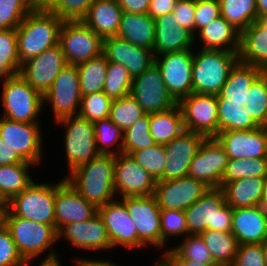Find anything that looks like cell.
<instances>
[{
    "label": "cell",
    "mask_w": 267,
    "mask_h": 266,
    "mask_svg": "<svg viewBox=\"0 0 267 266\" xmlns=\"http://www.w3.org/2000/svg\"><path fill=\"white\" fill-rule=\"evenodd\" d=\"M198 50L193 51V93L224 97L238 111L257 101V88L242 72L238 52Z\"/></svg>",
    "instance_id": "6da1fadb"
},
{
    "label": "cell",
    "mask_w": 267,
    "mask_h": 266,
    "mask_svg": "<svg viewBox=\"0 0 267 266\" xmlns=\"http://www.w3.org/2000/svg\"><path fill=\"white\" fill-rule=\"evenodd\" d=\"M215 138L229 159L267 158V109L256 101L239 110Z\"/></svg>",
    "instance_id": "7a4b0ae2"
},
{
    "label": "cell",
    "mask_w": 267,
    "mask_h": 266,
    "mask_svg": "<svg viewBox=\"0 0 267 266\" xmlns=\"http://www.w3.org/2000/svg\"><path fill=\"white\" fill-rule=\"evenodd\" d=\"M186 131L197 132L206 138L215 137L238 110L224 97L191 93L177 104Z\"/></svg>",
    "instance_id": "3957f363"
},
{
    "label": "cell",
    "mask_w": 267,
    "mask_h": 266,
    "mask_svg": "<svg viewBox=\"0 0 267 266\" xmlns=\"http://www.w3.org/2000/svg\"><path fill=\"white\" fill-rule=\"evenodd\" d=\"M114 166L115 155L99 154L63 177L85 200L98 208L117 199Z\"/></svg>",
    "instance_id": "277c9868"
},
{
    "label": "cell",
    "mask_w": 267,
    "mask_h": 266,
    "mask_svg": "<svg viewBox=\"0 0 267 266\" xmlns=\"http://www.w3.org/2000/svg\"><path fill=\"white\" fill-rule=\"evenodd\" d=\"M3 223L24 260L36 261L43 254L42 259L60 256L57 253L58 232L52 225L14 216L7 209Z\"/></svg>",
    "instance_id": "5b68a950"
},
{
    "label": "cell",
    "mask_w": 267,
    "mask_h": 266,
    "mask_svg": "<svg viewBox=\"0 0 267 266\" xmlns=\"http://www.w3.org/2000/svg\"><path fill=\"white\" fill-rule=\"evenodd\" d=\"M62 23L63 20L56 14L36 6L16 28L20 63L58 45Z\"/></svg>",
    "instance_id": "8992f818"
},
{
    "label": "cell",
    "mask_w": 267,
    "mask_h": 266,
    "mask_svg": "<svg viewBox=\"0 0 267 266\" xmlns=\"http://www.w3.org/2000/svg\"><path fill=\"white\" fill-rule=\"evenodd\" d=\"M0 85L1 117L17 122L41 123L43 96L20 74L1 79Z\"/></svg>",
    "instance_id": "52a82bcc"
},
{
    "label": "cell",
    "mask_w": 267,
    "mask_h": 266,
    "mask_svg": "<svg viewBox=\"0 0 267 266\" xmlns=\"http://www.w3.org/2000/svg\"><path fill=\"white\" fill-rule=\"evenodd\" d=\"M184 213L188 235H200L205 230L231 232L232 208L221 188H210Z\"/></svg>",
    "instance_id": "ba28073f"
},
{
    "label": "cell",
    "mask_w": 267,
    "mask_h": 266,
    "mask_svg": "<svg viewBox=\"0 0 267 266\" xmlns=\"http://www.w3.org/2000/svg\"><path fill=\"white\" fill-rule=\"evenodd\" d=\"M238 60L256 88L267 79V18L257 19L240 33Z\"/></svg>",
    "instance_id": "9c48e42d"
},
{
    "label": "cell",
    "mask_w": 267,
    "mask_h": 266,
    "mask_svg": "<svg viewBox=\"0 0 267 266\" xmlns=\"http://www.w3.org/2000/svg\"><path fill=\"white\" fill-rule=\"evenodd\" d=\"M55 125L64 127V163L68 166L66 175L100 154L96 149L94 122L76 115L58 120Z\"/></svg>",
    "instance_id": "30bf717a"
},
{
    "label": "cell",
    "mask_w": 267,
    "mask_h": 266,
    "mask_svg": "<svg viewBox=\"0 0 267 266\" xmlns=\"http://www.w3.org/2000/svg\"><path fill=\"white\" fill-rule=\"evenodd\" d=\"M7 210L14 216L55 228V182L34 181L9 201Z\"/></svg>",
    "instance_id": "8fae6325"
},
{
    "label": "cell",
    "mask_w": 267,
    "mask_h": 266,
    "mask_svg": "<svg viewBox=\"0 0 267 266\" xmlns=\"http://www.w3.org/2000/svg\"><path fill=\"white\" fill-rule=\"evenodd\" d=\"M81 97L78 67L67 64L43 95V110L46 111L45 106L48 105L56 123L58 120L78 114Z\"/></svg>",
    "instance_id": "7c38bea8"
},
{
    "label": "cell",
    "mask_w": 267,
    "mask_h": 266,
    "mask_svg": "<svg viewBox=\"0 0 267 266\" xmlns=\"http://www.w3.org/2000/svg\"><path fill=\"white\" fill-rule=\"evenodd\" d=\"M58 44L71 65L98 57L103 49V39L82 21H63Z\"/></svg>",
    "instance_id": "4fadbf2b"
},
{
    "label": "cell",
    "mask_w": 267,
    "mask_h": 266,
    "mask_svg": "<svg viewBox=\"0 0 267 266\" xmlns=\"http://www.w3.org/2000/svg\"><path fill=\"white\" fill-rule=\"evenodd\" d=\"M41 124L17 122L0 116V138L25 161L39 167L43 165L45 157L43 156L45 138L42 130L44 128Z\"/></svg>",
    "instance_id": "5bb4252c"
},
{
    "label": "cell",
    "mask_w": 267,
    "mask_h": 266,
    "mask_svg": "<svg viewBox=\"0 0 267 266\" xmlns=\"http://www.w3.org/2000/svg\"><path fill=\"white\" fill-rule=\"evenodd\" d=\"M126 205L129 215L138 232V250L146 247L161 251V209L154 195L126 196L120 198Z\"/></svg>",
    "instance_id": "9a60e30c"
},
{
    "label": "cell",
    "mask_w": 267,
    "mask_h": 266,
    "mask_svg": "<svg viewBox=\"0 0 267 266\" xmlns=\"http://www.w3.org/2000/svg\"><path fill=\"white\" fill-rule=\"evenodd\" d=\"M130 95L147 114L165 112L178 104L167 90L155 63L133 78Z\"/></svg>",
    "instance_id": "2e32d148"
},
{
    "label": "cell",
    "mask_w": 267,
    "mask_h": 266,
    "mask_svg": "<svg viewBox=\"0 0 267 266\" xmlns=\"http://www.w3.org/2000/svg\"><path fill=\"white\" fill-rule=\"evenodd\" d=\"M193 51L160 54L154 58L167 90L177 102L193 93Z\"/></svg>",
    "instance_id": "e0dca14e"
},
{
    "label": "cell",
    "mask_w": 267,
    "mask_h": 266,
    "mask_svg": "<svg viewBox=\"0 0 267 266\" xmlns=\"http://www.w3.org/2000/svg\"><path fill=\"white\" fill-rule=\"evenodd\" d=\"M205 183L190 176L158 180L154 197L161 210L184 211L198 201L207 191Z\"/></svg>",
    "instance_id": "ac0fdd59"
},
{
    "label": "cell",
    "mask_w": 267,
    "mask_h": 266,
    "mask_svg": "<svg viewBox=\"0 0 267 266\" xmlns=\"http://www.w3.org/2000/svg\"><path fill=\"white\" fill-rule=\"evenodd\" d=\"M156 182L131 155H115L114 188L117 198L153 195Z\"/></svg>",
    "instance_id": "d6986e66"
},
{
    "label": "cell",
    "mask_w": 267,
    "mask_h": 266,
    "mask_svg": "<svg viewBox=\"0 0 267 266\" xmlns=\"http://www.w3.org/2000/svg\"><path fill=\"white\" fill-rule=\"evenodd\" d=\"M228 160L225 149L215 137L205 138L190 163L188 176L210 188H221V178Z\"/></svg>",
    "instance_id": "ffe728a7"
},
{
    "label": "cell",
    "mask_w": 267,
    "mask_h": 266,
    "mask_svg": "<svg viewBox=\"0 0 267 266\" xmlns=\"http://www.w3.org/2000/svg\"><path fill=\"white\" fill-rule=\"evenodd\" d=\"M102 218L112 249H138V232L135 223L129 215L126 205L119 199L97 208Z\"/></svg>",
    "instance_id": "44dd1931"
},
{
    "label": "cell",
    "mask_w": 267,
    "mask_h": 266,
    "mask_svg": "<svg viewBox=\"0 0 267 266\" xmlns=\"http://www.w3.org/2000/svg\"><path fill=\"white\" fill-rule=\"evenodd\" d=\"M60 239H63V242L64 240L69 241L70 244L68 245L77 248V250L95 252V255L99 251L107 250L109 252V250H113L106 227L98 213L88 220L63 226L58 231L59 244Z\"/></svg>",
    "instance_id": "7402d4cb"
},
{
    "label": "cell",
    "mask_w": 267,
    "mask_h": 266,
    "mask_svg": "<svg viewBox=\"0 0 267 266\" xmlns=\"http://www.w3.org/2000/svg\"><path fill=\"white\" fill-rule=\"evenodd\" d=\"M66 65L64 53L58 44L22 63L19 74L43 96Z\"/></svg>",
    "instance_id": "603a6c76"
},
{
    "label": "cell",
    "mask_w": 267,
    "mask_h": 266,
    "mask_svg": "<svg viewBox=\"0 0 267 266\" xmlns=\"http://www.w3.org/2000/svg\"><path fill=\"white\" fill-rule=\"evenodd\" d=\"M97 208L85 200L62 177L55 182V229L57 232L65 225L90 219Z\"/></svg>",
    "instance_id": "cb8c5ba5"
},
{
    "label": "cell",
    "mask_w": 267,
    "mask_h": 266,
    "mask_svg": "<svg viewBox=\"0 0 267 266\" xmlns=\"http://www.w3.org/2000/svg\"><path fill=\"white\" fill-rule=\"evenodd\" d=\"M206 137L197 132L184 131L164 145L166 164L164 180L188 176L189 166Z\"/></svg>",
    "instance_id": "d4e9b609"
},
{
    "label": "cell",
    "mask_w": 267,
    "mask_h": 266,
    "mask_svg": "<svg viewBox=\"0 0 267 266\" xmlns=\"http://www.w3.org/2000/svg\"><path fill=\"white\" fill-rule=\"evenodd\" d=\"M102 54L108 62L124 65L132 79L153 65L155 58L152 50L135 46L116 36L103 39Z\"/></svg>",
    "instance_id": "484cf974"
},
{
    "label": "cell",
    "mask_w": 267,
    "mask_h": 266,
    "mask_svg": "<svg viewBox=\"0 0 267 266\" xmlns=\"http://www.w3.org/2000/svg\"><path fill=\"white\" fill-rule=\"evenodd\" d=\"M231 233L239 245L262 244L267 239V209L261 205L232 209Z\"/></svg>",
    "instance_id": "4316f807"
},
{
    "label": "cell",
    "mask_w": 267,
    "mask_h": 266,
    "mask_svg": "<svg viewBox=\"0 0 267 266\" xmlns=\"http://www.w3.org/2000/svg\"><path fill=\"white\" fill-rule=\"evenodd\" d=\"M155 20L154 57L160 54L181 52L195 49V36L181 27L174 19V15L164 14Z\"/></svg>",
    "instance_id": "83f0119b"
},
{
    "label": "cell",
    "mask_w": 267,
    "mask_h": 266,
    "mask_svg": "<svg viewBox=\"0 0 267 266\" xmlns=\"http://www.w3.org/2000/svg\"><path fill=\"white\" fill-rule=\"evenodd\" d=\"M197 45L201 49L239 52L240 32L224 17L219 16L195 35V46Z\"/></svg>",
    "instance_id": "f1b7e54d"
},
{
    "label": "cell",
    "mask_w": 267,
    "mask_h": 266,
    "mask_svg": "<svg viewBox=\"0 0 267 266\" xmlns=\"http://www.w3.org/2000/svg\"><path fill=\"white\" fill-rule=\"evenodd\" d=\"M122 13L117 0H94L81 21L105 39L117 35Z\"/></svg>",
    "instance_id": "f546056e"
},
{
    "label": "cell",
    "mask_w": 267,
    "mask_h": 266,
    "mask_svg": "<svg viewBox=\"0 0 267 266\" xmlns=\"http://www.w3.org/2000/svg\"><path fill=\"white\" fill-rule=\"evenodd\" d=\"M155 20L147 13L123 12L116 37L153 51Z\"/></svg>",
    "instance_id": "4dcf8cb0"
},
{
    "label": "cell",
    "mask_w": 267,
    "mask_h": 266,
    "mask_svg": "<svg viewBox=\"0 0 267 266\" xmlns=\"http://www.w3.org/2000/svg\"><path fill=\"white\" fill-rule=\"evenodd\" d=\"M264 178H242L226 183L221 189L226 203L232 208L261 205Z\"/></svg>",
    "instance_id": "1f68e13d"
},
{
    "label": "cell",
    "mask_w": 267,
    "mask_h": 266,
    "mask_svg": "<svg viewBox=\"0 0 267 266\" xmlns=\"http://www.w3.org/2000/svg\"><path fill=\"white\" fill-rule=\"evenodd\" d=\"M150 134L156 144L165 145L185 131L179 106L165 112L149 114Z\"/></svg>",
    "instance_id": "d6a6232c"
},
{
    "label": "cell",
    "mask_w": 267,
    "mask_h": 266,
    "mask_svg": "<svg viewBox=\"0 0 267 266\" xmlns=\"http://www.w3.org/2000/svg\"><path fill=\"white\" fill-rule=\"evenodd\" d=\"M32 168L37 166L28 161L0 166V191L8 201L37 181L33 179Z\"/></svg>",
    "instance_id": "836d02e7"
},
{
    "label": "cell",
    "mask_w": 267,
    "mask_h": 266,
    "mask_svg": "<svg viewBox=\"0 0 267 266\" xmlns=\"http://www.w3.org/2000/svg\"><path fill=\"white\" fill-rule=\"evenodd\" d=\"M208 247L213 261L218 266H231L234 262L238 242L231 232L205 230L200 234Z\"/></svg>",
    "instance_id": "e575fe53"
},
{
    "label": "cell",
    "mask_w": 267,
    "mask_h": 266,
    "mask_svg": "<svg viewBox=\"0 0 267 266\" xmlns=\"http://www.w3.org/2000/svg\"><path fill=\"white\" fill-rule=\"evenodd\" d=\"M107 66L103 54L77 65L82 96L103 91Z\"/></svg>",
    "instance_id": "d590c367"
},
{
    "label": "cell",
    "mask_w": 267,
    "mask_h": 266,
    "mask_svg": "<svg viewBox=\"0 0 267 266\" xmlns=\"http://www.w3.org/2000/svg\"><path fill=\"white\" fill-rule=\"evenodd\" d=\"M221 16L240 33L258 19L256 0H219Z\"/></svg>",
    "instance_id": "8d00e7d4"
},
{
    "label": "cell",
    "mask_w": 267,
    "mask_h": 266,
    "mask_svg": "<svg viewBox=\"0 0 267 266\" xmlns=\"http://www.w3.org/2000/svg\"><path fill=\"white\" fill-rule=\"evenodd\" d=\"M94 129L96 149L100 154L123 153L124 132L109 117L94 122Z\"/></svg>",
    "instance_id": "74e56055"
},
{
    "label": "cell",
    "mask_w": 267,
    "mask_h": 266,
    "mask_svg": "<svg viewBox=\"0 0 267 266\" xmlns=\"http://www.w3.org/2000/svg\"><path fill=\"white\" fill-rule=\"evenodd\" d=\"M267 158L229 159L221 178V188L229 182L242 178H265Z\"/></svg>",
    "instance_id": "f35d334b"
},
{
    "label": "cell",
    "mask_w": 267,
    "mask_h": 266,
    "mask_svg": "<svg viewBox=\"0 0 267 266\" xmlns=\"http://www.w3.org/2000/svg\"><path fill=\"white\" fill-rule=\"evenodd\" d=\"M16 29L0 30V80L19 74Z\"/></svg>",
    "instance_id": "ab89813d"
},
{
    "label": "cell",
    "mask_w": 267,
    "mask_h": 266,
    "mask_svg": "<svg viewBox=\"0 0 267 266\" xmlns=\"http://www.w3.org/2000/svg\"><path fill=\"white\" fill-rule=\"evenodd\" d=\"M146 114L134 98L128 94L112 101L109 118L124 132Z\"/></svg>",
    "instance_id": "60d3db41"
},
{
    "label": "cell",
    "mask_w": 267,
    "mask_h": 266,
    "mask_svg": "<svg viewBox=\"0 0 267 266\" xmlns=\"http://www.w3.org/2000/svg\"><path fill=\"white\" fill-rule=\"evenodd\" d=\"M161 225V255L167 251L170 239L175 241L183 239L188 235L186 217L184 211L181 210H161L160 214ZM175 238V240H174ZM178 238V239H177ZM166 247V248H164ZM163 251V252H162Z\"/></svg>",
    "instance_id": "b9f144b4"
},
{
    "label": "cell",
    "mask_w": 267,
    "mask_h": 266,
    "mask_svg": "<svg viewBox=\"0 0 267 266\" xmlns=\"http://www.w3.org/2000/svg\"><path fill=\"white\" fill-rule=\"evenodd\" d=\"M132 80L124 65L108 62L103 92L112 100L122 98L130 94Z\"/></svg>",
    "instance_id": "7bdbcfd3"
},
{
    "label": "cell",
    "mask_w": 267,
    "mask_h": 266,
    "mask_svg": "<svg viewBox=\"0 0 267 266\" xmlns=\"http://www.w3.org/2000/svg\"><path fill=\"white\" fill-rule=\"evenodd\" d=\"M156 145L150 134L149 114L140 118L135 124L124 131L123 153L131 154L136 150L150 148Z\"/></svg>",
    "instance_id": "ee69618b"
},
{
    "label": "cell",
    "mask_w": 267,
    "mask_h": 266,
    "mask_svg": "<svg viewBox=\"0 0 267 266\" xmlns=\"http://www.w3.org/2000/svg\"><path fill=\"white\" fill-rule=\"evenodd\" d=\"M36 6L35 0H0V30L16 29Z\"/></svg>",
    "instance_id": "f6af8a7d"
},
{
    "label": "cell",
    "mask_w": 267,
    "mask_h": 266,
    "mask_svg": "<svg viewBox=\"0 0 267 266\" xmlns=\"http://www.w3.org/2000/svg\"><path fill=\"white\" fill-rule=\"evenodd\" d=\"M132 158L145 169L156 181L164 180L166 155L164 145L136 150L130 154Z\"/></svg>",
    "instance_id": "bcb514c9"
},
{
    "label": "cell",
    "mask_w": 267,
    "mask_h": 266,
    "mask_svg": "<svg viewBox=\"0 0 267 266\" xmlns=\"http://www.w3.org/2000/svg\"><path fill=\"white\" fill-rule=\"evenodd\" d=\"M112 101L103 91L84 95L77 115L91 122L108 118Z\"/></svg>",
    "instance_id": "7dc6e473"
},
{
    "label": "cell",
    "mask_w": 267,
    "mask_h": 266,
    "mask_svg": "<svg viewBox=\"0 0 267 266\" xmlns=\"http://www.w3.org/2000/svg\"><path fill=\"white\" fill-rule=\"evenodd\" d=\"M170 248L182 259L195 260L201 263H215L210 251L200 235H187ZM182 241V242H181Z\"/></svg>",
    "instance_id": "c3c4849f"
},
{
    "label": "cell",
    "mask_w": 267,
    "mask_h": 266,
    "mask_svg": "<svg viewBox=\"0 0 267 266\" xmlns=\"http://www.w3.org/2000/svg\"><path fill=\"white\" fill-rule=\"evenodd\" d=\"M94 0H50L44 7L63 21H81Z\"/></svg>",
    "instance_id": "681fc988"
},
{
    "label": "cell",
    "mask_w": 267,
    "mask_h": 266,
    "mask_svg": "<svg viewBox=\"0 0 267 266\" xmlns=\"http://www.w3.org/2000/svg\"><path fill=\"white\" fill-rule=\"evenodd\" d=\"M33 260H24L5 224L0 225V266H31Z\"/></svg>",
    "instance_id": "f907efd6"
},
{
    "label": "cell",
    "mask_w": 267,
    "mask_h": 266,
    "mask_svg": "<svg viewBox=\"0 0 267 266\" xmlns=\"http://www.w3.org/2000/svg\"><path fill=\"white\" fill-rule=\"evenodd\" d=\"M221 16L219 0H200L195 2V35L210 22Z\"/></svg>",
    "instance_id": "816d5d0a"
},
{
    "label": "cell",
    "mask_w": 267,
    "mask_h": 266,
    "mask_svg": "<svg viewBox=\"0 0 267 266\" xmlns=\"http://www.w3.org/2000/svg\"><path fill=\"white\" fill-rule=\"evenodd\" d=\"M231 266H267L264 260L262 244L239 245Z\"/></svg>",
    "instance_id": "f5cc1de1"
},
{
    "label": "cell",
    "mask_w": 267,
    "mask_h": 266,
    "mask_svg": "<svg viewBox=\"0 0 267 266\" xmlns=\"http://www.w3.org/2000/svg\"><path fill=\"white\" fill-rule=\"evenodd\" d=\"M171 13L181 27L187 29L195 36V1L177 0Z\"/></svg>",
    "instance_id": "db71d44e"
},
{
    "label": "cell",
    "mask_w": 267,
    "mask_h": 266,
    "mask_svg": "<svg viewBox=\"0 0 267 266\" xmlns=\"http://www.w3.org/2000/svg\"><path fill=\"white\" fill-rule=\"evenodd\" d=\"M166 266H218L216 263H201L180 258L171 248L158 257Z\"/></svg>",
    "instance_id": "11a10c76"
},
{
    "label": "cell",
    "mask_w": 267,
    "mask_h": 266,
    "mask_svg": "<svg viewBox=\"0 0 267 266\" xmlns=\"http://www.w3.org/2000/svg\"><path fill=\"white\" fill-rule=\"evenodd\" d=\"M176 2L177 0H151L147 14L153 19L164 14H170L173 11Z\"/></svg>",
    "instance_id": "9f6ffc18"
},
{
    "label": "cell",
    "mask_w": 267,
    "mask_h": 266,
    "mask_svg": "<svg viewBox=\"0 0 267 266\" xmlns=\"http://www.w3.org/2000/svg\"><path fill=\"white\" fill-rule=\"evenodd\" d=\"M25 160L0 138V166L23 163Z\"/></svg>",
    "instance_id": "6f0895ef"
},
{
    "label": "cell",
    "mask_w": 267,
    "mask_h": 266,
    "mask_svg": "<svg viewBox=\"0 0 267 266\" xmlns=\"http://www.w3.org/2000/svg\"><path fill=\"white\" fill-rule=\"evenodd\" d=\"M100 257H96L95 258H88V257H84L83 258L79 255L78 256H75L73 257L72 259L69 257L70 260H72L71 264H74L75 266H125L123 264L120 263H115L114 262V258H113V261L109 258V259H106V258H100ZM127 266V265H126Z\"/></svg>",
    "instance_id": "680465c9"
},
{
    "label": "cell",
    "mask_w": 267,
    "mask_h": 266,
    "mask_svg": "<svg viewBox=\"0 0 267 266\" xmlns=\"http://www.w3.org/2000/svg\"><path fill=\"white\" fill-rule=\"evenodd\" d=\"M123 12L147 13L151 0H117Z\"/></svg>",
    "instance_id": "91938a15"
},
{
    "label": "cell",
    "mask_w": 267,
    "mask_h": 266,
    "mask_svg": "<svg viewBox=\"0 0 267 266\" xmlns=\"http://www.w3.org/2000/svg\"><path fill=\"white\" fill-rule=\"evenodd\" d=\"M257 101L267 109V79L257 88Z\"/></svg>",
    "instance_id": "94428289"
},
{
    "label": "cell",
    "mask_w": 267,
    "mask_h": 266,
    "mask_svg": "<svg viewBox=\"0 0 267 266\" xmlns=\"http://www.w3.org/2000/svg\"><path fill=\"white\" fill-rule=\"evenodd\" d=\"M39 263H36L35 266H64L62 265L63 261L60 260V257H55L52 259H39Z\"/></svg>",
    "instance_id": "6125c7cd"
},
{
    "label": "cell",
    "mask_w": 267,
    "mask_h": 266,
    "mask_svg": "<svg viewBox=\"0 0 267 266\" xmlns=\"http://www.w3.org/2000/svg\"><path fill=\"white\" fill-rule=\"evenodd\" d=\"M258 19L267 18V0H256Z\"/></svg>",
    "instance_id": "be15d7a7"
},
{
    "label": "cell",
    "mask_w": 267,
    "mask_h": 266,
    "mask_svg": "<svg viewBox=\"0 0 267 266\" xmlns=\"http://www.w3.org/2000/svg\"><path fill=\"white\" fill-rule=\"evenodd\" d=\"M261 206L267 209V176L264 178L263 193L261 197Z\"/></svg>",
    "instance_id": "e7e4bbea"
},
{
    "label": "cell",
    "mask_w": 267,
    "mask_h": 266,
    "mask_svg": "<svg viewBox=\"0 0 267 266\" xmlns=\"http://www.w3.org/2000/svg\"><path fill=\"white\" fill-rule=\"evenodd\" d=\"M9 201L3 196V194L0 191V207H2L4 210L8 208Z\"/></svg>",
    "instance_id": "03108f58"
},
{
    "label": "cell",
    "mask_w": 267,
    "mask_h": 266,
    "mask_svg": "<svg viewBox=\"0 0 267 266\" xmlns=\"http://www.w3.org/2000/svg\"><path fill=\"white\" fill-rule=\"evenodd\" d=\"M265 264L267 265V239L262 243Z\"/></svg>",
    "instance_id": "003e7915"
},
{
    "label": "cell",
    "mask_w": 267,
    "mask_h": 266,
    "mask_svg": "<svg viewBox=\"0 0 267 266\" xmlns=\"http://www.w3.org/2000/svg\"><path fill=\"white\" fill-rule=\"evenodd\" d=\"M37 6L44 7L50 0H35Z\"/></svg>",
    "instance_id": "a7ac6f4b"
},
{
    "label": "cell",
    "mask_w": 267,
    "mask_h": 266,
    "mask_svg": "<svg viewBox=\"0 0 267 266\" xmlns=\"http://www.w3.org/2000/svg\"><path fill=\"white\" fill-rule=\"evenodd\" d=\"M149 266H166L159 258Z\"/></svg>",
    "instance_id": "89a4df30"
},
{
    "label": "cell",
    "mask_w": 267,
    "mask_h": 266,
    "mask_svg": "<svg viewBox=\"0 0 267 266\" xmlns=\"http://www.w3.org/2000/svg\"><path fill=\"white\" fill-rule=\"evenodd\" d=\"M4 209L0 207V225L3 224V218H4Z\"/></svg>",
    "instance_id": "2644e50d"
}]
</instances>
